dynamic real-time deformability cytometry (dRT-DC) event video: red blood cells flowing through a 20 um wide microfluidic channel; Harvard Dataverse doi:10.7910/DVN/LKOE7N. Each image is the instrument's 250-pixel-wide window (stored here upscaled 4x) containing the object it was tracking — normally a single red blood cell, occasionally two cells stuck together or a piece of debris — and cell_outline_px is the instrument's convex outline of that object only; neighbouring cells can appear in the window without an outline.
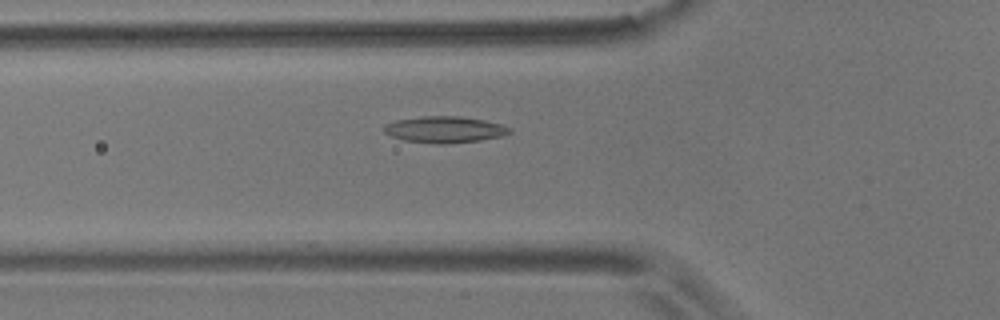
{"species": "common noctule bat (a hibernating species)", "species_latin": "Nyctalus noctula", "temperature_condition": "room temperature", "stored_images_in_passage": 16, "camera_frame_rate_fps": 3000, "um_per_image_px": 0.085, "animal": {"sex": "male", "body_mass_g": 17.9}, "frame": {"image": 1, "passage_image": 12, "time_ms": 3.667, "image_size_px": [1000, 320], "cell_outline_px": [[512, 132], [504, 136], [480, 140], [444, 144], [432, 144], [404, 140], [392, 136], [384, 132], [384, 124], [396, 120], [420, 116], [460, 116], [484, 120], [500, 124], [512, 128]], "centroid_in_image_um": [37.81, 11.01], "position_along_channel_um": 88.0, "area_um2": 19.48}}
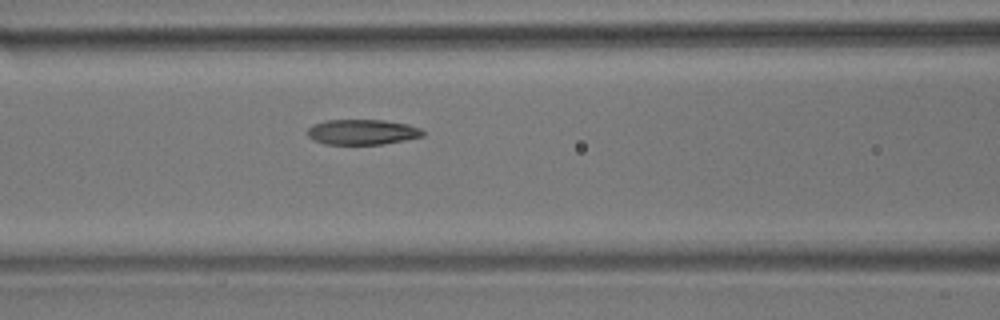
{"frame": {"image": 2, "passage_image": 16, "time_ms": 5.0, "image_size_px": [1000, 320], "cell_outline_px": [[424, 136], [404, 140], [380, 144], [324, 144], [312, 140], [308, 136], [308, 128], [312, 124], [324, 120], [384, 120], [408, 124], [420, 128], [424, 132]], "centroid_in_image_um": [30.76, 11.21], "position_along_channel_um": 135.8, "area_um2": 17.05}}